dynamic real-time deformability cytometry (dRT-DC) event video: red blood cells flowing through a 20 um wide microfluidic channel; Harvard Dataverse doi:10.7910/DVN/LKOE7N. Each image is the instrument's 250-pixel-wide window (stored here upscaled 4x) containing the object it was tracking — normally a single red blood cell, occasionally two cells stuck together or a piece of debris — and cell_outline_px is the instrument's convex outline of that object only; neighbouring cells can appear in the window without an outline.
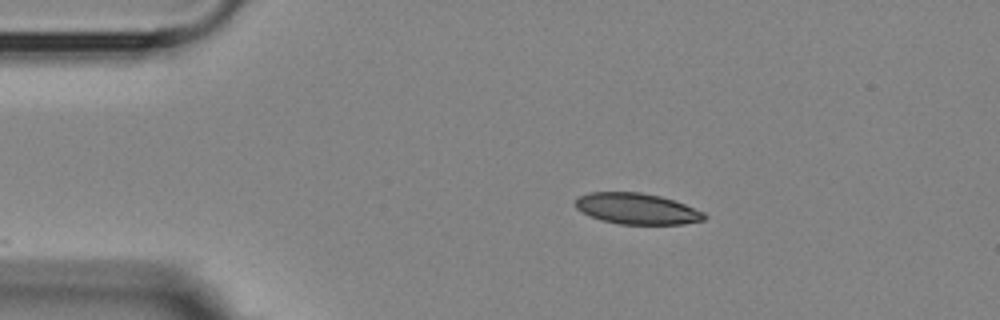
{"species": "Egyptian fruit bat (a non-hibernating species)", "species_latin": "Rousettus aegyptiacus", "temperature_condition": "room temperature", "stored_images_in_passage": 8, "camera_frame_rate_fps": 3000, "um_per_image_px": 0.085, "animal": {"sex": "female"}, "frame": {"image": 1, "passage_image": 1, "time_ms": 0.0, "image_size_px": [1000, 320], "cell_outline_px": [[708, 216], [704, 220], [684, 224], [620, 224], [600, 220], [576, 208], [576, 200], [580, 196], [588, 192], [640, 192], [660, 196], [684, 204], [704, 212]], "centroid_in_image_um": [54.16, 17.74], "position_along_channel_um": 30.8, "area_um2": 23.12}}
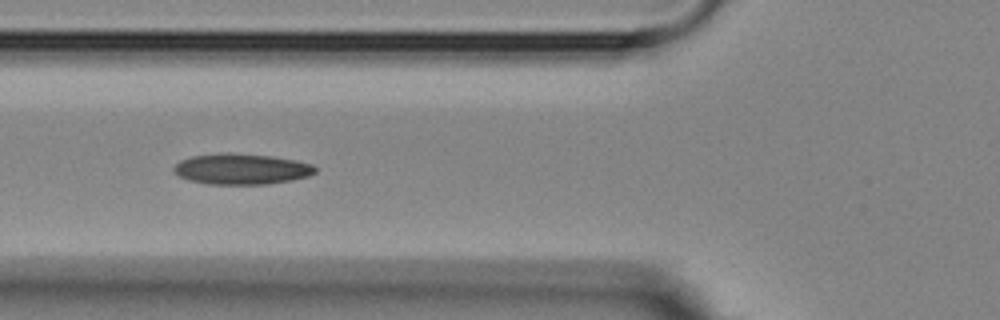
{"frame": {"image": 2, "passage_image": 4, "time_ms": 3.333, "image_size_px": [1000, 320], "cell_outline_px": [[316, 172], [308, 176], [292, 180], [268, 184], [208, 184], [188, 180], [172, 172], [172, 168], [180, 160], [192, 156], [224, 152], [228, 152], [272, 156], [296, 160], [312, 164], [316, 168]], "centroid_in_image_um": [20.5, 14.36], "position_along_channel_um": 105.3, "area_um2": 25.55}}
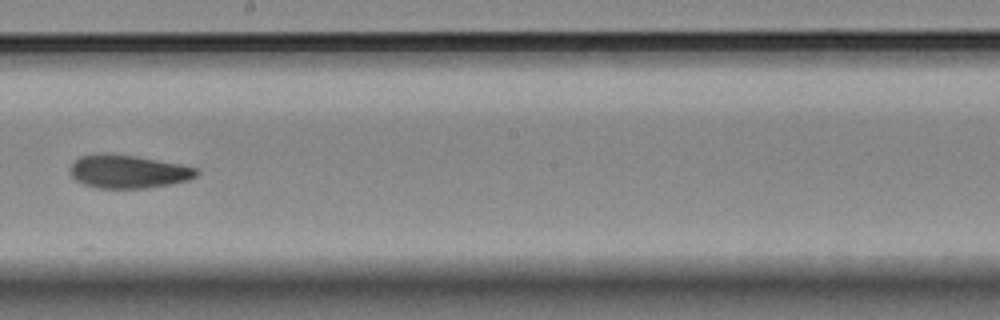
{"frame": {"image": 3, "passage_image": 7, "time_ms": 7.0, "image_size_px": [1000, 320], "cell_outline_px": [[200, 172], [196, 176], [188, 180], [148, 188], [96, 188], [84, 184], [76, 180], [72, 176], [72, 164], [80, 156], [104, 152], [136, 156], [180, 164], [196, 168]], "centroid_in_image_um": [10.9, 14.57], "position_along_channel_um": 237.3, "area_um2": 24.39}}